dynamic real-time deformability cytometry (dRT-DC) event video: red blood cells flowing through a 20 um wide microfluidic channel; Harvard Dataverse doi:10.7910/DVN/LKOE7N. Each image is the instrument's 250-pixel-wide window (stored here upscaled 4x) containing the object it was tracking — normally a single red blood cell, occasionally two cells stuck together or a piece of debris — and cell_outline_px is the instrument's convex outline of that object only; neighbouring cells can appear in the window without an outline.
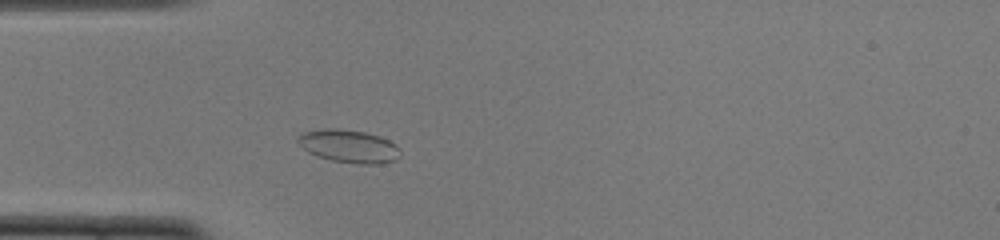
{"species": "common noctule bat (a hibernating species)", "species_latin": "Nyctalus noctula", "temperature_condition": "cold", "stored_images_in_passage": 44, "camera_frame_rate_fps": 3000, "um_per_image_px": 0.085, "animal": {"sex": "female", "body_mass_g": 22.0, "forearm_length_mm": 56.7}, "frame": {"image": 1, "passage_image": 8, "time_ms": 2.333, "image_size_px": [1000, 240], "cell_outline_px": [[400, 156], [396, 160], [380, 164], [360, 164], [332, 160], [308, 152], [296, 140], [304, 132], [324, 128], [340, 128], [364, 132], [380, 136], [396, 144], [400, 148]], "centroid_in_image_um": [29.71, 12.42], "position_along_channel_um": 55.3, "area_um2": 19.59}}
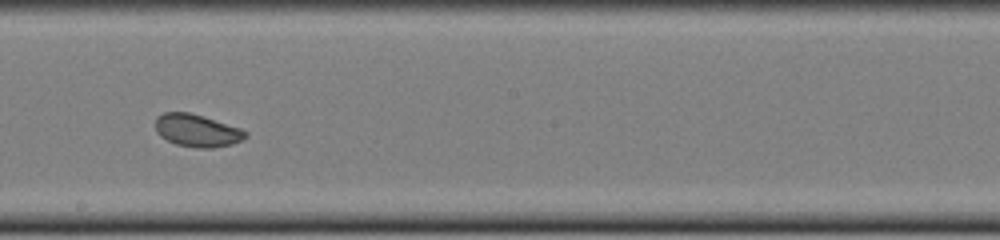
{"frame": {"image": 2, "passage_image": 22, "time_ms": 7.0, "image_size_px": [1000, 240], "cell_outline_px": [[248, 136], [232, 144], [212, 148], [196, 148], [176, 144], [160, 136], [156, 132], [156, 116], [164, 112], [188, 112], [204, 116], [240, 128], [248, 132]], "centroid_in_image_um": [16.74, 11.09], "position_along_channel_um": 231.5, "area_um2": 17.11}}
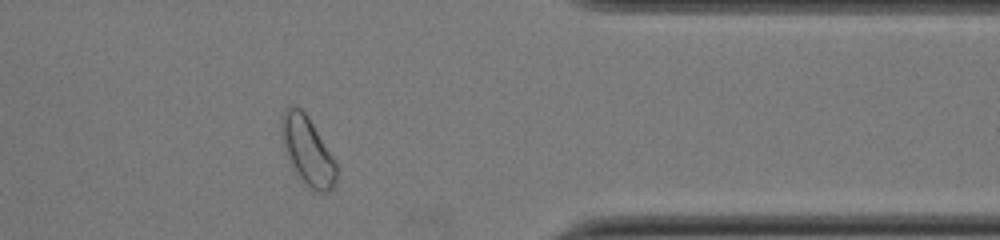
{"frame": {"image": 3, "passage_image": 35, "time_ms": 11.333, "image_size_px": [1000, 240], "cell_outline_px": [[336, 180], [332, 188], [328, 192], [316, 192], [304, 188], [292, 168], [284, 152], [280, 132], [280, 124], [284, 112], [292, 104], [300, 108], [304, 112], [312, 124], [332, 156], [336, 164]], "centroid_in_image_um": [26.09, 12.89], "position_along_channel_um": 385.3, "area_um2": 22.08}, "authors_computed_cell_mechanics": {"area_um2": 18.4671, "velocity_mm_per_s": 3.8795, "shape_relaxation_time_tau1_ms": 5.6148, "shape_relaxation_time_tau2_ms": 1.1807, "deformation_change_tau1": 0.0644, "deformation_change_tau2": 0.0443}}